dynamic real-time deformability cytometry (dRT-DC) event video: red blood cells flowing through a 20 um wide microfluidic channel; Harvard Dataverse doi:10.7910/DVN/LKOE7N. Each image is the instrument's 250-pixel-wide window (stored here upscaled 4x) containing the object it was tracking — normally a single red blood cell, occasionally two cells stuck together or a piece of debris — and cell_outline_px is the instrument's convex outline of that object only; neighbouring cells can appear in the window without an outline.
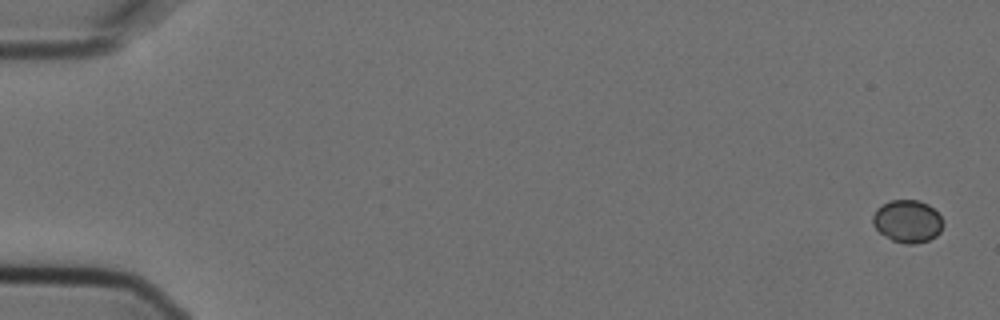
{"species": "Egyptian fruit bat (a non-hibernating species)", "species_latin": "Rousettus aegyptiacus", "temperature_condition": "cold", "stored_images_in_passage": 8, "camera_frame_rate_fps": 3000, "um_per_image_px": 0.085, "animal": {"sex": "female"}, "frame": {"image": 1, "passage_image": 1, "time_ms": 0.0, "image_size_px": [1000, 320], "cell_outline_px": [[944, 224], [940, 232], [936, 236], [928, 240], [912, 244], [904, 244], [892, 240], [880, 232], [872, 224], [872, 216], [876, 208], [880, 204], [892, 200], [920, 200], [928, 204], [940, 216]], "centroid_in_image_um": [77.12, 18.8], "position_along_channel_um": 7.9, "area_um2": 17.51}}
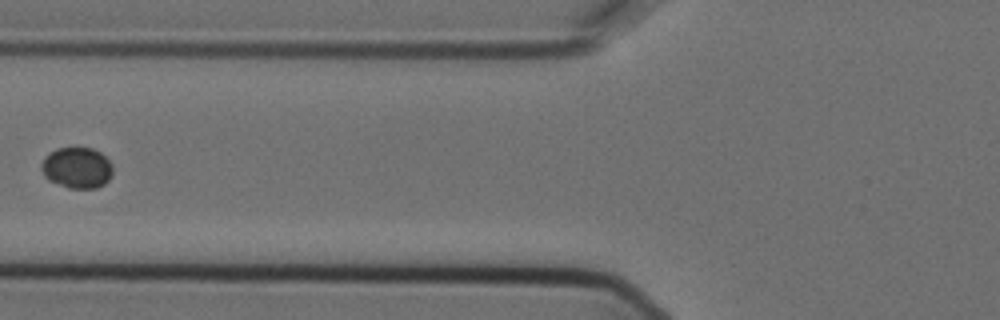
{"frame": {"image": 2, "passage_image": 7, "time_ms": 2.0, "image_size_px": [1000, 320], "cell_outline_px": [[112, 176], [104, 184], [96, 188], [68, 188], [48, 180], [44, 176], [40, 168], [40, 164], [44, 156], [48, 152], [56, 148], [76, 144], [92, 148], [100, 152], [112, 164]], "centroid_in_image_um": [6.5, 14.2], "position_along_channel_um": 119.3, "area_um2": 17.8}}
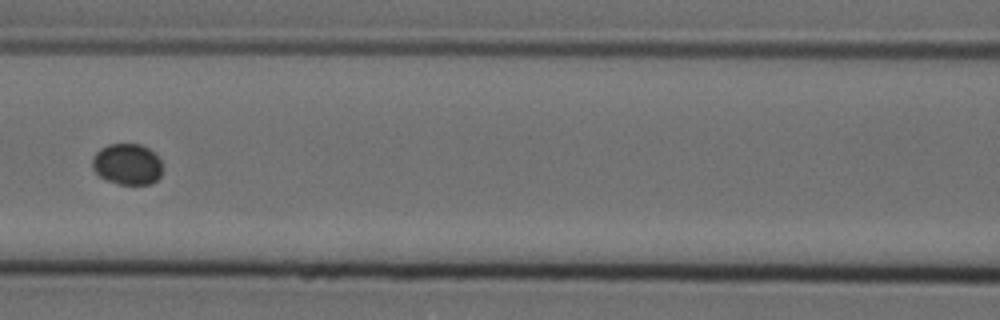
{"frame": {"image": 3, "passage_image": 8, "time_ms": 2.333, "image_size_px": [1000, 320], "cell_outline_px": [[160, 176], [152, 184], [116, 184], [104, 180], [92, 168], [92, 156], [100, 148], [108, 144], [140, 144], [148, 148], [160, 160]], "centroid_in_image_um": [10.76, 13.96], "position_along_channel_um": 155.8, "area_um2": 16.82}}